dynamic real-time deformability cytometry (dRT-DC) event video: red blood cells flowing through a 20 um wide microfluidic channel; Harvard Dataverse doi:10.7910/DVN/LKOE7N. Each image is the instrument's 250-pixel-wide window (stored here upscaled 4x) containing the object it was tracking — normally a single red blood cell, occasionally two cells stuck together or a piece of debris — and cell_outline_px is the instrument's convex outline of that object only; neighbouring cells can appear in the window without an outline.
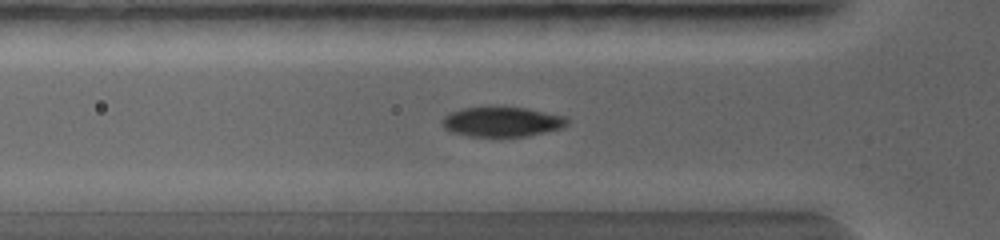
{"species": "common noctule bat (a hibernating species)", "species_latin": "Nyctalus noctula", "temperature_condition": "warm", "stored_images_in_passage": 22, "camera_frame_rate_fps": 5000, "um_per_image_px": 0.085, "animal": {"sex": "female", "body_mass_g": 19.0, "forearm_length_mm": 56.7}, "frame": {"image": 1, "passage_image": 6, "time_ms": 2.0, "image_size_px": [1000, 240], "cell_outline_px": [[568, 124], [564, 128], [528, 136], [468, 136], [448, 132], [440, 124], [440, 120], [448, 112], [460, 108], [492, 104], [496, 104], [528, 108], [568, 116]], "centroid_in_image_um": [42.63, 10.3], "position_along_channel_um": 83.2, "area_um2": 23.06}}
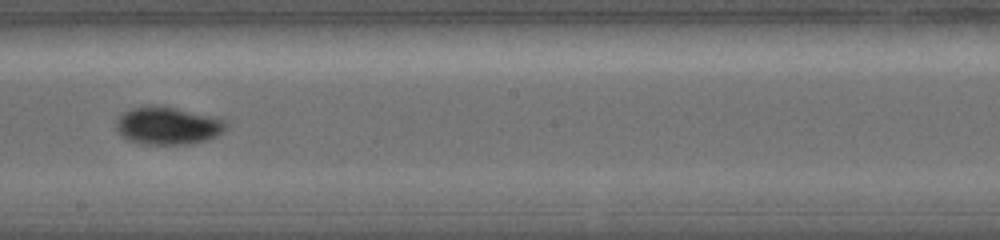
{"frame": {"image": 2, "passage_image": 11, "time_ms": 4.2, "image_size_px": [1000, 240], "cell_outline_px": [[228, 128], [224, 132], [208, 140], [192, 144], [140, 144], [128, 140], [120, 136], [116, 128], [116, 120], [120, 112], [132, 108], [148, 104], [156, 104], [176, 108], [224, 120], [228, 124]], "centroid_in_image_um": [14.21, 10.68], "position_along_channel_um": 234.0, "area_um2": 24.57}}
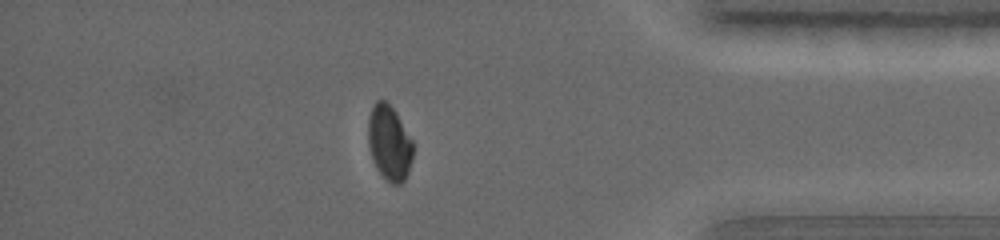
{"frame": {"image": 3, "passage_image": 18, "time_ms": 7.0, "image_size_px": [1000, 240], "cell_outline_px": [[412, 160], [408, 172], [404, 180], [400, 184], [392, 184], [380, 172], [372, 160], [368, 144], [368, 116], [376, 100], [384, 100], [396, 112], [412, 140]], "centroid_in_image_um": [33.08, 12.13], "position_along_channel_um": 402.1, "area_um2": 19.42}}